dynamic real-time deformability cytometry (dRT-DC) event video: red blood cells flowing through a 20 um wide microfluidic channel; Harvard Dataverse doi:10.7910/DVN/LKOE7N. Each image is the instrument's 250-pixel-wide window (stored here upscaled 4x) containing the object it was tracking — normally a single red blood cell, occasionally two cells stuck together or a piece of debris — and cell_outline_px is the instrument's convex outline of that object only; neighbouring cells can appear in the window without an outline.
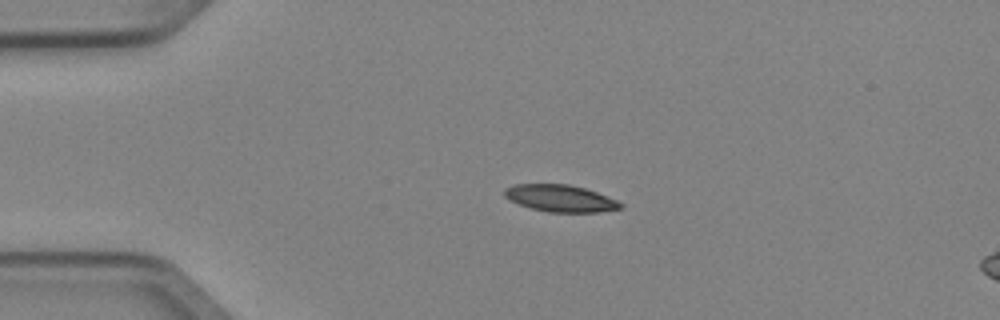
{"species": "Egyptian fruit bat (a non-hibernating species)", "species_latin": "Rousettus aegyptiacus", "temperature_condition": "cold", "stored_images_in_passage": 3, "segment_of_instrument_passage": [1, 2], "camera_frame_rate_fps": 3000, "um_per_image_px": 0.085, "animal": {"sex": "female"}, "frame": {"image": 1, "passage_image": 1, "time_ms": 0.0, "image_size_px": [1000, 320], "cell_outline_px": [[624, 204], [620, 208], [600, 212], [548, 212], [532, 208], [520, 204], [504, 196], [504, 188], [512, 184], [568, 184], [584, 188], [596, 192], [616, 200]], "centroid_in_image_um": [47.62, 16.85], "position_along_channel_um": 37.4, "area_um2": 18.03}}